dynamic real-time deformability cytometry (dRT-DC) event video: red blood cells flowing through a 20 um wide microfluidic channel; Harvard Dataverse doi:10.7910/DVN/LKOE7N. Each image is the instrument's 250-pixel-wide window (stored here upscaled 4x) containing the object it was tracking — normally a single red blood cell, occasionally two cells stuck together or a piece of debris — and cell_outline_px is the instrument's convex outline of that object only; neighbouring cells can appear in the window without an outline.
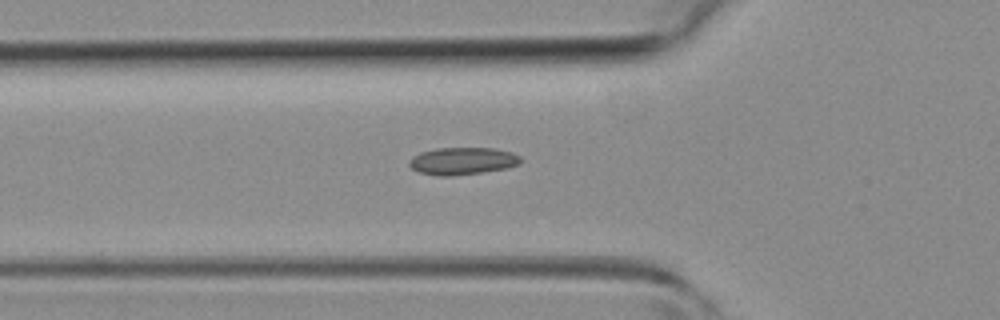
{"species": "common noctule bat (a hibernating species)", "species_latin": "Nyctalus noctula", "temperature_condition": "room temperature", "stored_images_in_passage": 39, "camera_frame_rate_fps": 3000, "um_per_image_px": 0.085, "animal": {"sex": "female", "body_mass_g": 19.3, "forearm_length_mm": 54.1}, "frame": {"image": 1, "passage_image": 9, "time_ms": 2.667, "image_size_px": [1000, 320], "cell_outline_px": [[520, 164], [504, 168], [480, 172], [452, 176], [436, 176], [420, 172], [412, 168], [408, 164], [408, 160], [412, 156], [420, 152], [436, 148], [492, 148], [512, 152], [520, 156]], "centroid_in_image_um": [39.26, 13.68], "position_along_channel_um": 86.5, "area_um2": 17.69}}
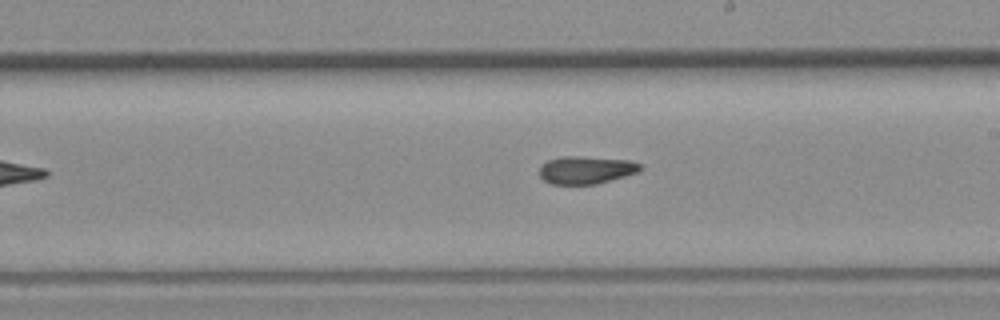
{"frame": {"image": 2, "passage_image": 19, "time_ms": 6.0, "image_size_px": [1000, 320], "cell_outline_px": [[644, 168], [640, 172], [596, 184], [552, 184], [544, 180], [540, 176], [540, 168], [548, 160], [560, 156], [580, 156], [628, 160], [640, 164]], "centroid_in_image_um": [49.85, 14.44], "position_along_channel_um": 239.2, "area_um2": 16.3}}
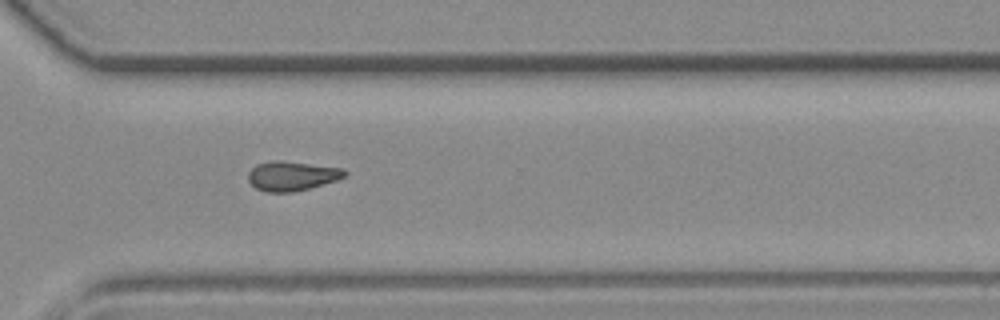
{"frame": {"image": 3, "passage_image": 26, "time_ms": 8.333, "image_size_px": [1000, 320], "cell_outline_px": [[348, 176], [336, 180], [308, 188], [292, 192], [264, 192], [256, 188], [248, 180], [248, 172], [256, 164], [276, 160], [280, 160], [344, 168], [348, 172]], "centroid_in_image_um": [24.82, 14.95], "position_along_channel_um": 345.8, "area_um2": 16.59}}